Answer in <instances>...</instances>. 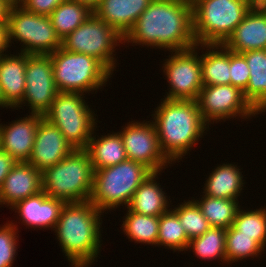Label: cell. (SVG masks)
Instances as JSON below:
<instances>
[{"label": "cell", "instance_id": "43", "mask_svg": "<svg viewBox=\"0 0 266 267\" xmlns=\"http://www.w3.org/2000/svg\"><path fill=\"white\" fill-rule=\"evenodd\" d=\"M3 1L7 6L11 7H16V6H21L23 0H1Z\"/></svg>", "mask_w": 266, "mask_h": 267}, {"label": "cell", "instance_id": "2", "mask_svg": "<svg viewBox=\"0 0 266 267\" xmlns=\"http://www.w3.org/2000/svg\"><path fill=\"white\" fill-rule=\"evenodd\" d=\"M102 212L90 201L65 203L55 227L62 252L73 267H88L101 244ZM98 254V255H97Z\"/></svg>", "mask_w": 266, "mask_h": 267}, {"label": "cell", "instance_id": "8", "mask_svg": "<svg viewBox=\"0 0 266 267\" xmlns=\"http://www.w3.org/2000/svg\"><path fill=\"white\" fill-rule=\"evenodd\" d=\"M82 93L59 92L43 115L54 124L74 149H86L96 130L97 118Z\"/></svg>", "mask_w": 266, "mask_h": 267}, {"label": "cell", "instance_id": "41", "mask_svg": "<svg viewBox=\"0 0 266 267\" xmlns=\"http://www.w3.org/2000/svg\"><path fill=\"white\" fill-rule=\"evenodd\" d=\"M9 8V6H7L3 1L0 0V22H7V14Z\"/></svg>", "mask_w": 266, "mask_h": 267}, {"label": "cell", "instance_id": "11", "mask_svg": "<svg viewBox=\"0 0 266 267\" xmlns=\"http://www.w3.org/2000/svg\"><path fill=\"white\" fill-rule=\"evenodd\" d=\"M198 44L188 50L175 51L163 64V72L169 83V93L163 99L197 100L202 89ZM171 85V86H170Z\"/></svg>", "mask_w": 266, "mask_h": 267}, {"label": "cell", "instance_id": "39", "mask_svg": "<svg viewBox=\"0 0 266 267\" xmlns=\"http://www.w3.org/2000/svg\"><path fill=\"white\" fill-rule=\"evenodd\" d=\"M10 47L8 43L7 22H0V57L5 55L4 52Z\"/></svg>", "mask_w": 266, "mask_h": 267}, {"label": "cell", "instance_id": "33", "mask_svg": "<svg viewBox=\"0 0 266 267\" xmlns=\"http://www.w3.org/2000/svg\"><path fill=\"white\" fill-rule=\"evenodd\" d=\"M232 226L239 235L252 236L263 247H266V208L237 210Z\"/></svg>", "mask_w": 266, "mask_h": 267}, {"label": "cell", "instance_id": "35", "mask_svg": "<svg viewBox=\"0 0 266 267\" xmlns=\"http://www.w3.org/2000/svg\"><path fill=\"white\" fill-rule=\"evenodd\" d=\"M17 231L13 222L0 227V267H12L18 247Z\"/></svg>", "mask_w": 266, "mask_h": 267}, {"label": "cell", "instance_id": "28", "mask_svg": "<svg viewBox=\"0 0 266 267\" xmlns=\"http://www.w3.org/2000/svg\"><path fill=\"white\" fill-rule=\"evenodd\" d=\"M194 201L200 207L203 216L207 219L211 227L224 229L232 226L237 210L240 207L238 200L213 198L204 194L201 200Z\"/></svg>", "mask_w": 266, "mask_h": 267}, {"label": "cell", "instance_id": "40", "mask_svg": "<svg viewBox=\"0 0 266 267\" xmlns=\"http://www.w3.org/2000/svg\"><path fill=\"white\" fill-rule=\"evenodd\" d=\"M251 9L266 10V0H248Z\"/></svg>", "mask_w": 266, "mask_h": 267}, {"label": "cell", "instance_id": "4", "mask_svg": "<svg viewBox=\"0 0 266 267\" xmlns=\"http://www.w3.org/2000/svg\"><path fill=\"white\" fill-rule=\"evenodd\" d=\"M93 180L94 169L85 149H75L53 167L42 172L43 191L66 203L89 201Z\"/></svg>", "mask_w": 266, "mask_h": 267}, {"label": "cell", "instance_id": "36", "mask_svg": "<svg viewBox=\"0 0 266 267\" xmlns=\"http://www.w3.org/2000/svg\"><path fill=\"white\" fill-rule=\"evenodd\" d=\"M230 77L231 85L239 88L241 91H245L249 78L250 70L245 60V57L241 53H236L230 50Z\"/></svg>", "mask_w": 266, "mask_h": 267}, {"label": "cell", "instance_id": "29", "mask_svg": "<svg viewBox=\"0 0 266 267\" xmlns=\"http://www.w3.org/2000/svg\"><path fill=\"white\" fill-rule=\"evenodd\" d=\"M121 228L131 241L157 246L159 216L142 215L128 210Z\"/></svg>", "mask_w": 266, "mask_h": 267}, {"label": "cell", "instance_id": "26", "mask_svg": "<svg viewBox=\"0 0 266 267\" xmlns=\"http://www.w3.org/2000/svg\"><path fill=\"white\" fill-rule=\"evenodd\" d=\"M95 136V137H94ZM92 134L86 151L94 171L114 166L127 159L126 150L119 132L101 135L96 139Z\"/></svg>", "mask_w": 266, "mask_h": 267}, {"label": "cell", "instance_id": "16", "mask_svg": "<svg viewBox=\"0 0 266 267\" xmlns=\"http://www.w3.org/2000/svg\"><path fill=\"white\" fill-rule=\"evenodd\" d=\"M43 115L30 114L12 121L9 125L0 124V148L16 162H28L34 146L35 135Z\"/></svg>", "mask_w": 266, "mask_h": 267}, {"label": "cell", "instance_id": "44", "mask_svg": "<svg viewBox=\"0 0 266 267\" xmlns=\"http://www.w3.org/2000/svg\"><path fill=\"white\" fill-rule=\"evenodd\" d=\"M0 107H3V108L6 107L8 109V106L4 102V98H3V95H2V92H1V88H0Z\"/></svg>", "mask_w": 266, "mask_h": 267}, {"label": "cell", "instance_id": "10", "mask_svg": "<svg viewBox=\"0 0 266 267\" xmlns=\"http://www.w3.org/2000/svg\"><path fill=\"white\" fill-rule=\"evenodd\" d=\"M119 43H124V37L92 13L84 23L62 39V48L93 56L112 73L117 64L114 58L116 54L113 53Z\"/></svg>", "mask_w": 266, "mask_h": 267}, {"label": "cell", "instance_id": "17", "mask_svg": "<svg viewBox=\"0 0 266 267\" xmlns=\"http://www.w3.org/2000/svg\"><path fill=\"white\" fill-rule=\"evenodd\" d=\"M43 190L42 172L29 162H17L0 187V205L15 204Z\"/></svg>", "mask_w": 266, "mask_h": 267}, {"label": "cell", "instance_id": "15", "mask_svg": "<svg viewBox=\"0 0 266 267\" xmlns=\"http://www.w3.org/2000/svg\"><path fill=\"white\" fill-rule=\"evenodd\" d=\"M75 149L61 131L42 117L37 127L29 163L40 172L53 167Z\"/></svg>", "mask_w": 266, "mask_h": 267}, {"label": "cell", "instance_id": "19", "mask_svg": "<svg viewBox=\"0 0 266 267\" xmlns=\"http://www.w3.org/2000/svg\"><path fill=\"white\" fill-rule=\"evenodd\" d=\"M223 45L236 53L266 49V10L250 9Z\"/></svg>", "mask_w": 266, "mask_h": 267}, {"label": "cell", "instance_id": "25", "mask_svg": "<svg viewBox=\"0 0 266 267\" xmlns=\"http://www.w3.org/2000/svg\"><path fill=\"white\" fill-rule=\"evenodd\" d=\"M243 175L237 165L221 164L210 173L204 186V195L213 198L238 200L243 190Z\"/></svg>", "mask_w": 266, "mask_h": 267}, {"label": "cell", "instance_id": "20", "mask_svg": "<svg viewBox=\"0 0 266 267\" xmlns=\"http://www.w3.org/2000/svg\"><path fill=\"white\" fill-rule=\"evenodd\" d=\"M152 0H102L93 13L125 37Z\"/></svg>", "mask_w": 266, "mask_h": 267}, {"label": "cell", "instance_id": "18", "mask_svg": "<svg viewBox=\"0 0 266 267\" xmlns=\"http://www.w3.org/2000/svg\"><path fill=\"white\" fill-rule=\"evenodd\" d=\"M65 201L48 196L43 190L15 204L11 209L18 212L22 222L31 228H53L60 218Z\"/></svg>", "mask_w": 266, "mask_h": 267}, {"label": "cell", "instance_id": "14", "mask_svg": "<svg viewBox=\"0 0 266 267\" xmlns=\"http://www.w3.org/2000/svg\"><path fill=\"white\" fill-rule=\"evenodd\" d=\"M129 122L119 132L127 159L142 163L152 172H161L171 163L163 154L153 121ZM123 130V131H122Z\"/></svg>", "mask_w": 266, "mask_h": 267}, {"label": "cell", "instance_id": "3", "mask_svg": "<svg viewBox=\"0 0 266 267\" xmlns=\"http://www.w3.org/2000/svg\"><path fill=\"white\" fill-rule=\"evenodd\" d=\"M155 109L152 121L161 150L171 163L179 162L209 125L201 116L197 100L164 99Z\"/></svg>", "mask_w": 266, "mask_h": 267}, {"label": "cell", "instance_id": "34", "mask_svg": "<svg viewBox=\"0 0 266 267\" xmlns=\"http://www.w3.org/2000/svg\"><path fill=\"white\" fill-rule=\"evenodd\" d=\"M172 210L177 214L189 240L203 235L211 227L200 207L192 199L184 201Z\"/></svg>", "mask_w": 266, "mask_h": 267}, {"label": "cell", "instance_id": "32", "mask_svg": "<svg viewBox=\"0 0 266 267\" xmlns=\"http://www.w3.org/2000/svg\"><path fill=\"white\" fill-rule=\"evenodd\" d=\"M264 248L252 236L239 235L233 226L226 229L225 258L227 263L261 255ZM254 256V257H253Z\"/></svg>", "mask_w": 266, "mask_h": 267}, {"label": "cell", "instance_id": "21", "mask_svg": "<svg viewBox=\"0 0 266 267\" xmlns=\"http://www.w3.org/2000/svg\"><path fill=\"white\" fill-rule=\"evenodd\" d=\"M27 54H7L0 57V88L5 104L12 109L20 105L26 89ZM15 107V108H14Z\"/></svg>", "mask_w": 266, "mask_h": 267}, {"label": "cell", "instance_id": "42", "mask_svg": "<svg viewBox=\"0 0 266 267\" xmlns=\"http://www.w3.org/2000/svg\"><path fill=\"white\" fill-rule=\"evenodd\" d=\"M88 6L92 11L100 4L102 0H73Z\"/></svg>", "mask_w": 266, "mask_h": 267}, {"label": "cell", "instance_id": "9", "mask_svg": "<svg viewBox=\"0 0 266 267\" xmlns=\"http://www.w3.org/2000/svg\"><path fill=\"white\" fill-rule=\"evenodd\" d=\"M7 30L9 46L14 40L19 41L21 53L49 55L62 47L49 16L31 13L22 6L9 8Z\"/></svg>", "mask_w": 266, "mask_h": 267}, {"label": "cell", "instance_id": "22", "mask_svg": "<svg viewBox=\"0 0 266 267\" xmlns=\"http://www.w3.org/2000/svg\"><path fill=\"white\" fill-rule=\"evenodd\" d=\"M158 174L160 175L159 172H152L141 183L127 206L129 211L148 216H160L169 210L167 193L162 191L163 188L156 181Z\"/></svg>", "mask_w": 266, "mask_h": 267}, {"label": "cell", "instance_id": "23", "mask_svg": "<svg viewBox=\"0 0 266 267\" xmlns=\"http://www.w3.org/2000/svg\"><path fill=\"white\" fill-rule=\"evenodd\" d=\"M207 48L205 54L200 55L202 85L231 84L230 50L223 44H199ZM208 50V51H207Z\"/></svg>", "mask_w": 266, "mask_h": 267}, {"label": "cell", "instance_id": "38", "mask_svg": "<svg viewBox=\"0 0 266 267\" xmlns=\"http://www.w3.org/2000/svg\"><path fill=\"white\" fill-rule=\"evenodd\" d=\"M17 162L0 148V187Z\"/></svg>", "mask_w": 266, "mask_h": 267}, {"label": "cell", "instance_id": "24", "mask_svg": "<svg viewBox=\"0 0 266 267\" xmlns=\"http://www.w3.org/2000/svg\"><path fill=\"white\" fill-rule=\"evenodd\" d=\"M250 70L244 98L260 114L266 110V49L241 53Z\"/></svg>", "mask_w": 266, "mask_h": 267}, {"label": "cell", "instance_id": "1", "mask_svg": "<svg viewBox=\"0 0 266 267\" xmlns=\"http://www.w3.org/2000/svg\"><path fill=\"white\" fill-rule=\"evenodd\" d=\"M127 41L172 54L195 47L192 1L152 0L124 37Z\"/></svg>", "mask_w": 266, "mask_h": 267}, {"label": "cell", "instance_id": "6", "mask_svg": "<svg viewBox=\"0 0 266 267\" xmlns=\"http://www.w3.org/2000/svg\"><path fill=\"white\" fill-rule=\"evenodd\" d=\"M196 44H223L251 9L248 0H192Z\"/></svg>", "mask_w": 266, "mask_h": 267}, {"label": "cell", "instance_id": "31", "mask_svg": "<svg viewBox=\"0 0 266 267\" xmlns=\"http://www.w3.org/2000/svg\"><path fill=\"white\" fill-rule=\"evenodd\" d=\"M170 208L166 213L159 216V230L157 246H165L174 252L189 250V239L177 214Z\"/></svg>", "mask_w": 266, "mask_h": 267}, {"label": "cell", "instance_id": "13", "mask_svg": "<svg viewBox=\"0 0 266 267\" xmlns=\"http://www.w3.org/2000/svg\"><path fill=\"white\" fill-rule=\"evenodd\" d=\"M26 89L21 104L30 106L31 114L44 115L59 93L50 55H28L25 70Z\"/></svg>", "mask_w": 266, "mask_h": 267}, {"label": "cell", "instance_id": "12", "mask_svg": "<svg viewBox=\"0 0 266 267\" xmlns=\"http://www.w3.org/2000/svg\"><path fill=\"white\" fill-rule=\"evenodd\" d=\"M203 120L221 121L242 117L248 119L259 113L244 98L243 91L231 84L203 86L197 99ZM218 120V121H217Z\"/></svg>", "mask_w": 266, "mask_h": 267}, {"label": "cell", "instance_id": "7", "mask_svg": "<svg viewBox=\"0 0 266 267\" xmlns=\"http://www.w3.org/2000/svg\"><path fill=\"white\" fill-rule=\"evenodd\" d=\"M53 77L59 92L88 93L106 85L111 73L98 59L62 47L49 54ZM101 87V88H100Z\"/></svg>", "mask_w": 266, "mask_h": 267}, {"label": "cell", "instance_id": "30", "mask_svg": "<svg viewBox=\"0 0 266 267\" xmlns=\"http://www.w3.org/2000/svg\"><path fill=\"white\" fill-rule=\"evenodd\" d=\"M188 248L193 249L195 256L200 259H221L227 263L225 258L226 250V229L210 227L203 235L191 239Z\"/></svg>", "mask_w": 266, "mask_h": 267}, {"label": "cell", "instance_id": "27", "mask_svg": "<svg viewBox=\"0 0 266 267\" xmlns=\"http://www.w3.org/2000/svg\"><path fill=\"white\" fill-rule=\"evenodd\" d=\"M93 13L86 5L73 0L59 4L49 15L57 35L62 40L84 23Z\"/></svg>", "mask_w": 266, "mask_h": 267}, {"label": "cell", "instance_id": "37", "mask_svg": "<svg viewBox=\"0 0 266 267\" xmlns=\"http://www.w3.org/2000/svg\"><path fill=\"white\" fill-rule=\"evenodd\" d=\"M66 0H23L21 6L38 15L49 16L52 11Z\"/></svg>", "mask_w": 266, "mask_h": 267}, {"label": "cell", "instance_id": "5", "mask_svg": "<svg viewBox=\"0 0 266 267\" xmlns=\"http://www.w3.org/2000/svg\"><path fill=\"white\" fill-rule=\"evenodd\" d=\"M151 173L148 167L130 159L96 170L89 201L102 213L123 204L127 207L135 191Z\"/></svg>", "mask_w": 266, "mask_h": 267}]
</instances>
